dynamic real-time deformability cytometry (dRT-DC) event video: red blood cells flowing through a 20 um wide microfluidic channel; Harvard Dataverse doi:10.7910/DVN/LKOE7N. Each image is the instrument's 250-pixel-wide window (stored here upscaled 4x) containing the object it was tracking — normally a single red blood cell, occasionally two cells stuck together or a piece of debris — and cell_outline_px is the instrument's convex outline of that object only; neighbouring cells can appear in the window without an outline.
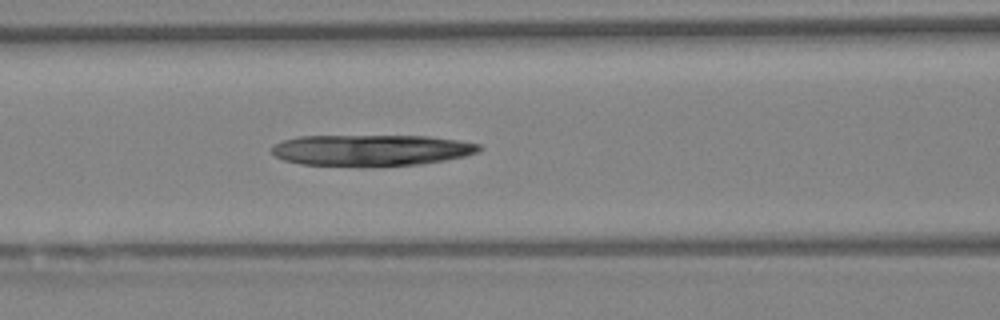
{"species": "Egyptian fruit bat (a non-hibernating species)", "species_latin": "Rousettus aegyptiacus", "temperature_condition": "warm", "stored_images_in_passage": 3, "camera_frame_rate_fps": 3000, "um_per_image_px": 0.085, "animal": {"sex": "female"}, "frame": {"image": 1, "passage_image": 3, "time_ms": 0.667, "image_size_px": [1000, 320], "cell_outline_px": [[484, 148], [480, 152], [464, 156], [444, 160], [420, 164], [300, 164], [284, 160], [276, 156], [272, 152], [272, 144], [284, 140], [300, 136], [428, 136], [460, 140], [480, 144]], "centroid_in_image_um": [31.61, 12.73], "position_along_channel_um": 135.0, "area_um2": 36.88}}